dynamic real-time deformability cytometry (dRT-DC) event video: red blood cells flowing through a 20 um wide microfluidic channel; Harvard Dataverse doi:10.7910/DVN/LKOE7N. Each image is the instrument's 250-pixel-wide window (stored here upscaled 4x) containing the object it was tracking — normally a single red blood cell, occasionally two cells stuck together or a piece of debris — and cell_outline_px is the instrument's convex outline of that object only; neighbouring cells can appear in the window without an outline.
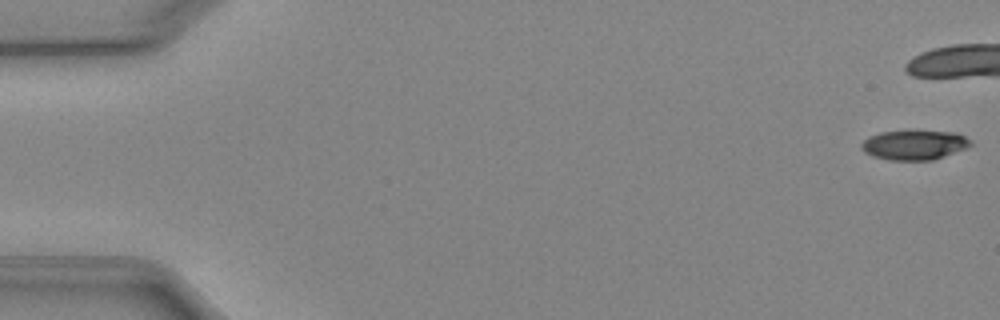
{"species": "Egyptian fruit bat (a non-hibernating species)", "species_latin": "Rousettus aegyptiacus", "temperature_condition": "cold", "stored_images_in_passage": 14, "camera_frame_rate_fps": 3000, "um_per_image_px": 0.085, "animal": {"sex": "female"}, "frame": {"image": 1, "passage_image": 1, "time_ms": 0.0, "image_size_px": [1000, 320], "cell_outline_px": [[972, 144], [964, 148], [932, 160], [888, 160], [872, 156], [864, 152], [860, 148], [860, 144], [868, 136], [880, 132], [956, 132], [972, 140]], "centroid_in_image_um": [77.66, 12.33], "position_along_channel_um": 7.3, "area_um2": 18.5}}